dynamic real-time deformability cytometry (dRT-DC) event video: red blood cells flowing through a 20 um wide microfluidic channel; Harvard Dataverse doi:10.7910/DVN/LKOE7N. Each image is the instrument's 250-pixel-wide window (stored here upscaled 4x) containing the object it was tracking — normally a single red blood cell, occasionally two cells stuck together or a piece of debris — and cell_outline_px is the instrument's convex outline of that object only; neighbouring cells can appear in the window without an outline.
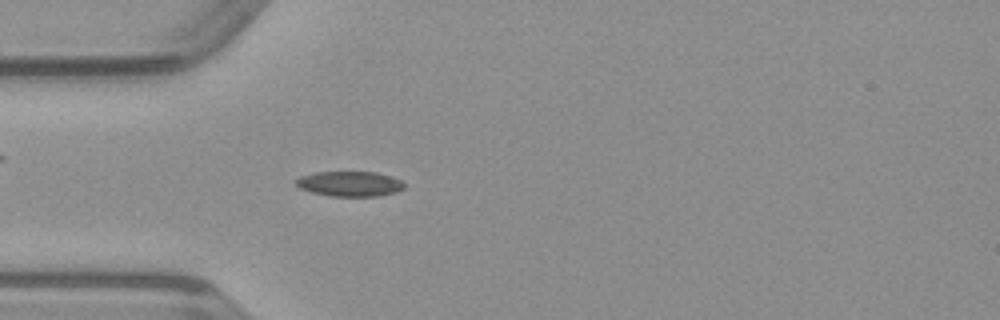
{"species": "common noctule bat (a hibernating species)", "species_latin": "Nyctalus noctula", "temperature_condition": "warm", "stored_images_in_passage": 49, "camera_frame_rate_fps": 3000, "um_per_image_px": 0.085, "animal": {"sex": "male", "body_mass_g": 23.1, "forearm_length_mm": 52.7}, "frame": {"image": 1, "passage_image": 14, "time_ms": 4.333, "image_size_px": [1000, 320], "cell_outline_px": [[404, 188], [396, 192], [376, 196], [332, 196], [312, 192], [300, 188], [292, 180], [300, 176], [316, 172], [376, 172], [392, 176], [400, 180], [404, 184]], "centroid_in_image_um": [29.71, 15.61], "position_along_channel_um": 55.3, "area_um2": 15.84}}
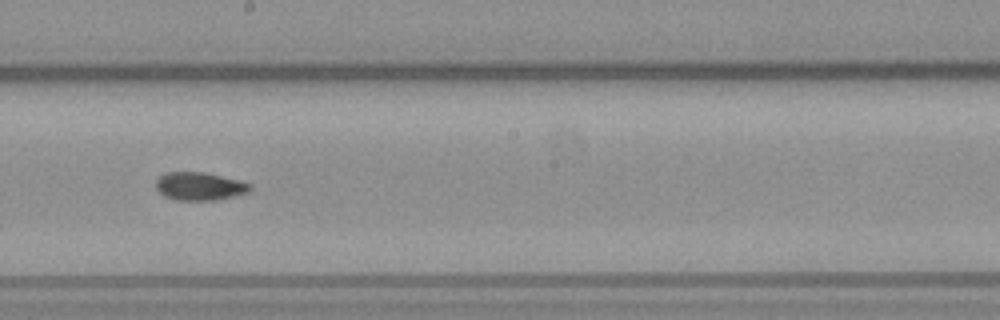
{"frame": {"image": 2, "passage_image": 27, "time_ms": 8.667, "image_size_px": [1000, 320], "cell_outline_px": [[252, 188], [248, 192], [216, 200], [176, 200], [164, 196], [156, 188], [156, 180], [164, 172], [204, 172], [240, 180], [252, 184]], "centroid_in_image_um": [16.96, 15.82], "position_along_channel_um": 231.2, "area_um2": 15.43}}
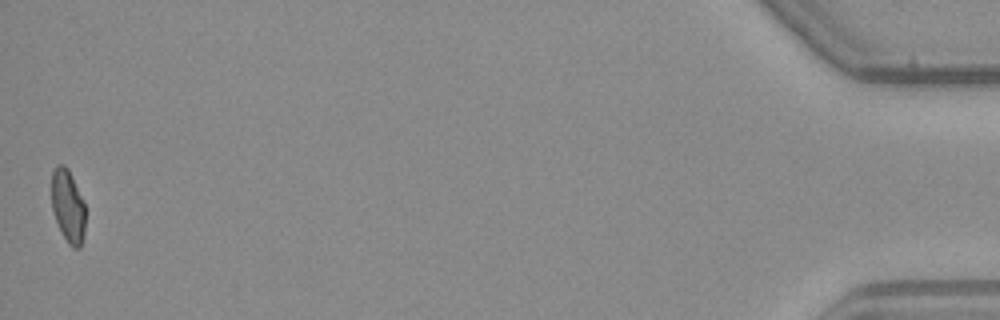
{"frame": {"image": 3, "passage_image": 49, "time_ms": 16.0, "image_size_px": [1000, 320], "cell_outline_px": [[84, 236], [80, 248], [72, 248], [68, 244], [56, 220], [52, 208], [52, 172], [56, 164], [64, 164], [68, 168], [84, 200]], "centroid_in_image_um": [5.78, 17.5], "position_along_channel_um": 429.4, "area_um2": 14.33}}